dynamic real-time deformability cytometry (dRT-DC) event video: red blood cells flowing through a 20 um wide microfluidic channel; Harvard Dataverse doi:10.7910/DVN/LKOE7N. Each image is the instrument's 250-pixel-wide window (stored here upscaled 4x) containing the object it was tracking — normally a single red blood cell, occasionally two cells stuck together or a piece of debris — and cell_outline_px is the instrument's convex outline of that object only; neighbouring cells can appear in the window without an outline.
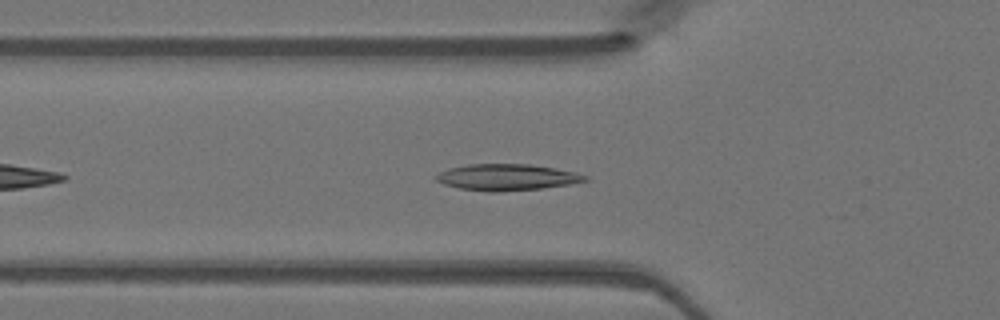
{"species": "Egyptian fruit bat (a non-hibernating species)", "species_latin": "Rousettus aegyptiacus", "temperature_condition": "warm", "stored_images_in_passage": 24, "camera_frame_rate_fps": 3000, "um_per_image_px": 0.085, "animal": {"sex": "female"}, "frame": {"image": 1, "passage_image": 6, "time_ms": 1.667, "image_size_px": [1000, 320], "cell_outline_px": [[592, 180], [572, 184], [540, 188], [496, 192], [488, 192], [460, 188], [444, 184], [436, 180], [436, 176], [440, 172], [448, 168], [468, 164], [528, 164], [556, 168], [576, 172], [588, 176]], "centroid_in_image_um": [43.14, 15.06], "position_along_channel_um": 82.7, "area_um2": 22.95}}
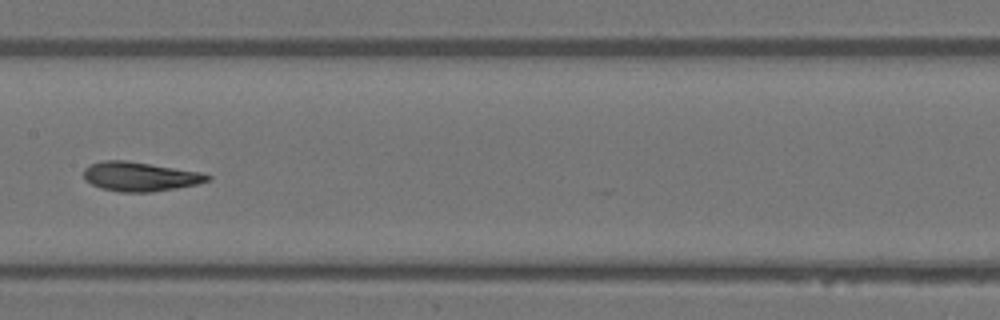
{"frame": {"image": 2, "passage_image": 14, "time_ms": 4.333, "image_size_px": [1000, 320], "cell_outline_px": [[212, 180], [196, 184], [176, 188], [152, 192], [120, 192], [100, 188], [84, 180], [84, 168], [88, 164], [104, 160], [124, 160], [204, 172], [212, 176]], "centroid_in_image_um": [11.91, 15.0], "position_along_channel_um": 195.5, "area_um2": 21.33}}
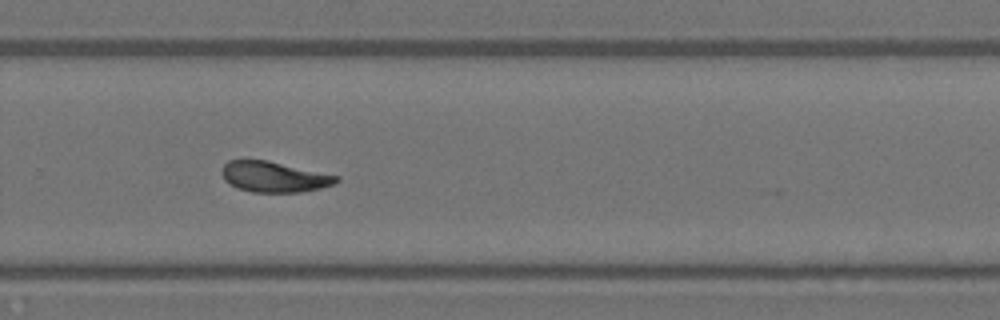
{"frame": {"image": 3, "passage_image": 22, "time_ms": 7.0, "image_size_px": [1000, 320], "cell_outline_px": [[340, 180], [332, 184], [320, 188], [300, 192], [252, 192], [236, 188], [224, 180], [220, 172], [220, 168], [228, 160], [268, 160], [340, 176]], "centroid_in_image_um": [23.26, 15.02], "position_along_channel_um": 306.5, "area_um2": 20.58}}